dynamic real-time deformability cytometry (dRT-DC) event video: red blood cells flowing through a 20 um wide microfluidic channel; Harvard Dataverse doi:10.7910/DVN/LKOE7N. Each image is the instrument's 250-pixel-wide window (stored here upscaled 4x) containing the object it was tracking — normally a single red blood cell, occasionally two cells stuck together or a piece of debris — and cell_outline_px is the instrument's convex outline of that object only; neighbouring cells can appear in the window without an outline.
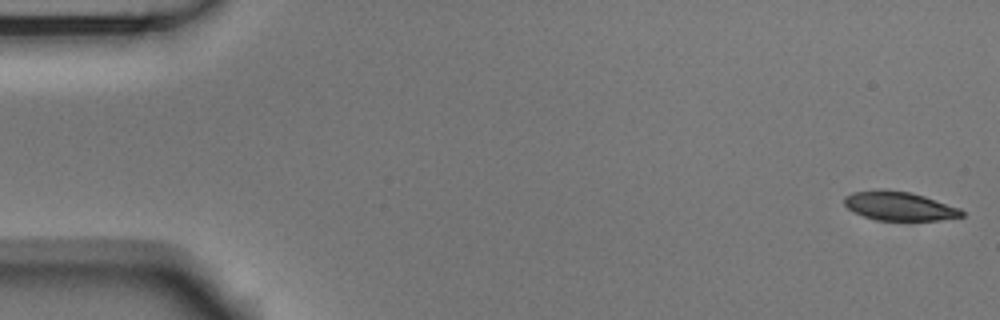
{"species": "Egyptian fruit bat (a non-hibernating species)", "species_latin": "Rousettus aegyptiacus", "temperature_condition": "room temperature", "stored_images_in_passage": 53, "camera_frame_rate_fps": 3000, "um_per_image_px": 0.085, "animal": {"sex": "male"}, "frame": {"image": 1, "passage_image": 1, "time_ms": 0.0, "image_size_px": [1000, 320], "cell_outline_px": [[964, 216], [940, 220], [876, 220], [852, 212], [844, 204], [844, 196], [852, 192], [876, 188], [884, 188], [912, 192], [960, 208], [964, 212]], "centroid_in_image_um": [76.4, 17.49], "position_along_channel_um": 8.6, "area_um2": 20.11}}
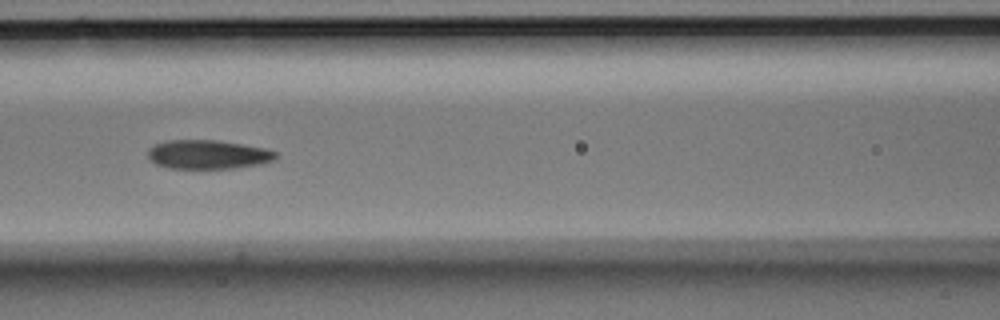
{"frame": {"image": 2, "passage_image": 23, "time_ms": 7.333, "image_size_px": [1000, 320], "cell_outline_px": [[276, 156], [272, 160], [260, 164], [232, 168], [168, 168], [156, 164], [148, 156], [148, 148], [156, 144], [168, 140], [216, 140], [264, 148], [276, 152]], "centroid_in_image_um": [17.64, 13.13], "position_along_channel_um": 149.0, "area_um2": 21.27}}
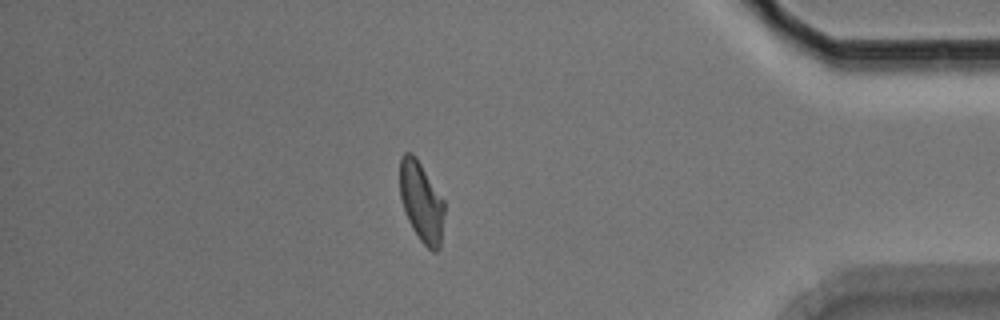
{"frame": {"image": 3, "passage_image": 46, "time_ms": 15.0, "image_size_px": [1000, 320], "cell_outline_px": [[444, 212], [440, 248], [436, 252], [432, 252], [420, 240], [412, 228], [408, 220], [400, 196], [400, 156], [404, 152], [412, 152], [416, 156], [444, 200]], "centroid_in_image_um": [35.82, 17.14], "position_along_channel_um": 399.4, "area_um2": 20.81}, "authors_computed_cell_mechanics": {"area_um2": 21.5594, "velocity_mm_per_s": 3.7425, "shape_relaxation_time_tau1_ms": 5.0367, "shape_relaxation_time_tau2_ms": 3.1016, "deformation_change_tau1": 0.1446, "deformation_change_tau2": 0.0898}}